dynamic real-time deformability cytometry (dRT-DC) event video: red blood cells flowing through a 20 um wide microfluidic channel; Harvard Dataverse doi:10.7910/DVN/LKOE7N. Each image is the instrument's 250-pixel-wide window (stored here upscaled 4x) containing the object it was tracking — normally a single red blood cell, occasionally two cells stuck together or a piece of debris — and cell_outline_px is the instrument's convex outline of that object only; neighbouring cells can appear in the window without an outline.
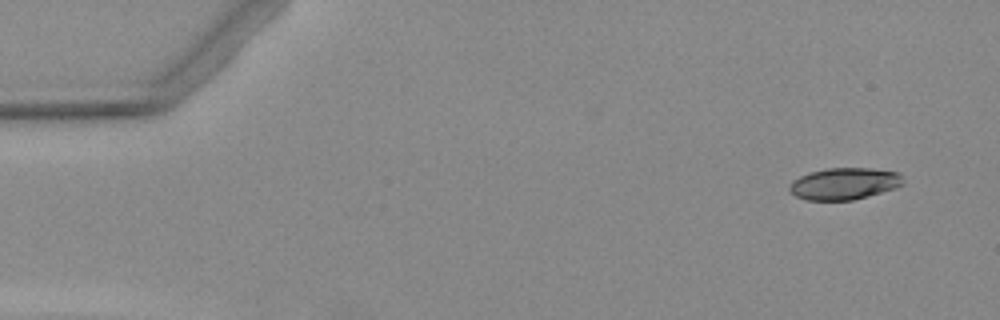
{"species": "Egyptian fruit bat (a non-hibernating species)", "species_latin": "Rousettus aegyptiacus", "temperature_condition": "warm", "stored_images_in_passage": 4, "camera_frame_rate_fps": 3000, "um_per_image_px": 0.085, "animal": {"sex": "female"}, "frame": {"image": 1, "passage_image": 1, "time_ms": 0.0, "image_size_px": [1000, 320], "cell_outline_px": [[904, 184], [896, 188], [852, 200], [804, 200], [796, 196], [788, 188], [792, 180], [800, 176], [812, 172], [828, 168], [868, 168], [900, 172]], "centroid_in_image_um": [71.77, 15.61], "position_along_channel_um": 13.2, "area_um2": 20.98}}